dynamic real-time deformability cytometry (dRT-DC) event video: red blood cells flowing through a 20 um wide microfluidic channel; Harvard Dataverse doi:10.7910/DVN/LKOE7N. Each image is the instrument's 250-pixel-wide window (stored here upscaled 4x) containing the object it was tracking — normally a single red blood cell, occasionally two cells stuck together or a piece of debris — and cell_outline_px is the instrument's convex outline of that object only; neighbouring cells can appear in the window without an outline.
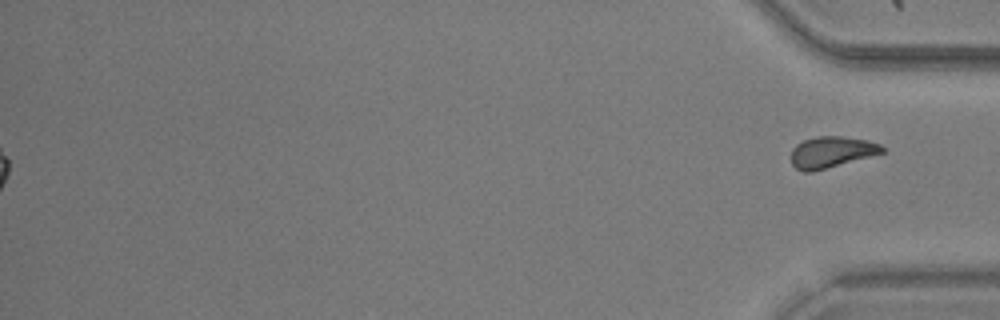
{"species": "common noctule bat (a hibernating species)", "species_latin": "Nyctalus noctula", "temperature_condition": "warm", "stored_images_in_passage": 42, "segment_of_instrument_passage": [2, 2], "camera_frame_rate_fps": 3000, "um_per_image_px": 0.085, "animal": {"sex": "male", "body_mass_g": 20.5, "forearm_length_mm": 52.5}, "frame": {"image": 1, "passage_image": 42, "time_ms": 13.667, "image_size_px": [1000, 320], "cell_outline_px": [[884, 152], [812, 172], [804, 172], [796, 168], [792, 164], [792, 148], [796, 144], [804, 140], [816, 136], [840, 136], [868, 140], [880, 144], [884, 148]], "centroid_in_image_um": [70.65, 12.92], "position_along_channel_um": 364.5, "area_um2": 16.42}}